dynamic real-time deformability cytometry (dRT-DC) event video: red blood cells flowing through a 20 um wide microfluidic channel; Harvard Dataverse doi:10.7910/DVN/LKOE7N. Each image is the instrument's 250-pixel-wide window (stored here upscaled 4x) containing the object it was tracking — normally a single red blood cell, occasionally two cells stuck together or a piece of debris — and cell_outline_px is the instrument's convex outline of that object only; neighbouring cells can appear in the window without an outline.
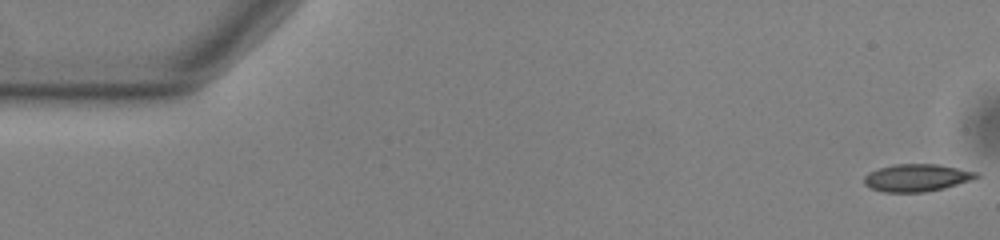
{"species": "common noctule bat (a hibernating species)", "species_latin": "Nyctalus noctula", "temperature_condition": "warm", "stored_images_in_passage": 54, "camera_frame_rate_fps": 3000, "um_per_image_px": 0.085, "animal": {"sex": "male", "body_mass_g": 13.0, "forearm_length_mm": 53.1}, "frame": {"image": 1, "passage_image": 1, "time_ms": 0.0, "image_size_px": [1000, 240], "cell_outline_px": [[980, 176], [972, 180], [944, 188], [924, 192], [884, 192], [872, 188], [864, 184], [864, 176], [868, 172], [892, 164], [940, 164], [976, 172]], "centroid_in_image_um": [77.92, 15.1], "position_along_channel_um": 7.1, "area_um2": 17.92}}
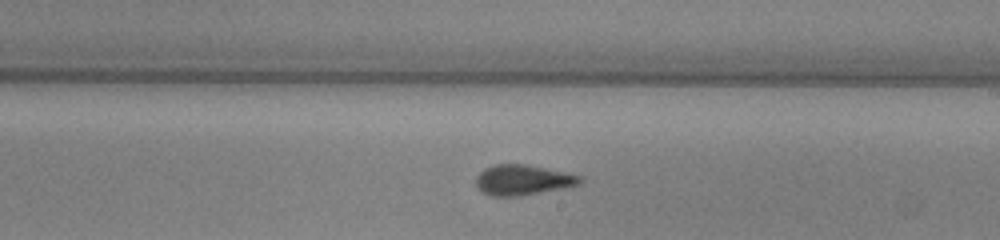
{"frame": {"image": 2, "passage_image": 31, "time_ms": 10.0, "image_size_px": [1000, 240], "cell_outline_px": [[584, 180], [580, 184], [564, 188], [520, 196], [488, 196], [480, 192], [476, 184], [476, 176], [484, 168], [492, 164], [524, 164], [544, 168], [580, 176]], "centroid_in_image_um": [44.38, 15.31], "position_along_channel_um": 244.6, "area_um2": 18.44}}
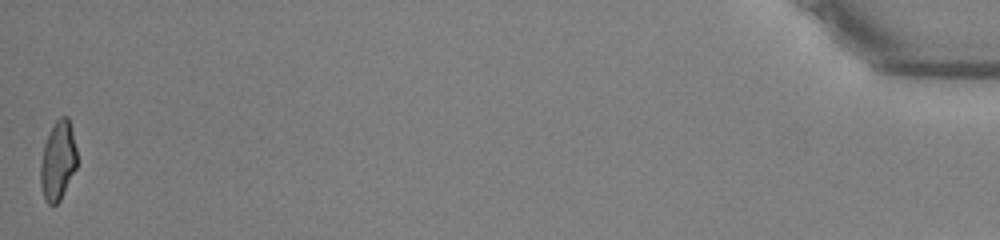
{"frame": {"image": 3, "passage_image": 54, "time_ms": 17.667, "image_size_px": [1000, 240], "cell_outline_px": [[76, 168], [60, 200], [52, 208], [44, 200], [40, 184], [40, 164], [44, 144], [56, 120], [60, 116], [68, 116], [76, 148]], "centroid_in_image_um": [4.9, 13.71], "position_along_channel_um": 430.3, "area_um2": 16.76}, "authors_computed_cell_mechanics": {"area_um2": 17.9469, "velocity_mm_per_s": 3.7782, "shape_relaxation_time_tau1_ms": 5.9356, "shape_relaxation_time_tau2_ms": 1.2553, "deformation_change_tau1": 0.1734, "deformation_change_tau2": 0.0737}}